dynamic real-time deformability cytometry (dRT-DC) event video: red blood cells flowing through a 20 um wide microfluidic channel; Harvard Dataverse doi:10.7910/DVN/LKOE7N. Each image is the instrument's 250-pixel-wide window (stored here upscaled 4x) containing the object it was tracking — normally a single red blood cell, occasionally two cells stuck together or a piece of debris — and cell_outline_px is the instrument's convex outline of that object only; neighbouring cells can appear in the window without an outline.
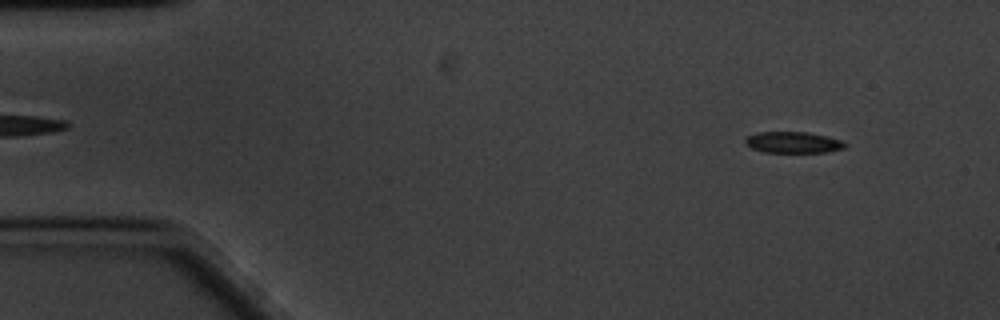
{"species": "common noctule bat (a hibernating species)", "species_latin": "Nyctalus noctula", "temperature_condition": "cold", "stored_images_in_passage": 59, "camera_frame_rate_fps": 3000, "um_per_image_px": 0.085, "animal": {"sex": "male", "body_mass_g": 20.1, "forearm_length_mm": 53.5}, "frame": {"image": 1, "passage_image": 5, "time_ms": 1.333, "image_size_px": [1000, 320], "cell_outline_px": [[848, 144], [844, 148], [828, 152], [764, 152], [752, 148], [744, 144], [744, 140], [748, 136], [756, 132], [808, 132], [840, 140]], "centroid_in_image_um": [67.39, 12.1], "position_along_channel_um": 17.6, "area_um2": 12.31}}
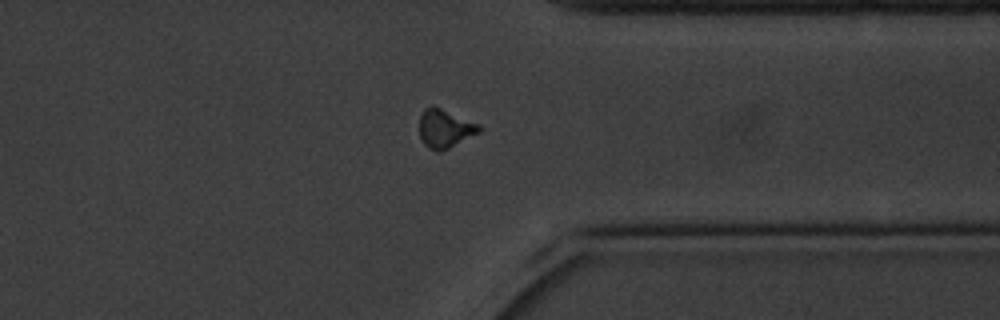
{"frame": {"image": 2, "passage_image": 45, "time_ms": 14.667, "image_size_px": [1000, 320], "cell_outline_px": [[484, 128], [480, 132], [440, 152], [436, 152], [428, 148], [424, 144], [420, 136], [420, 116], [424, 108], [432, 104], [480, 124]], "centroid_in_image_um": [37.83, 10.91], "position_along_channel_um": 373.6, "area_um2": 13.58}}
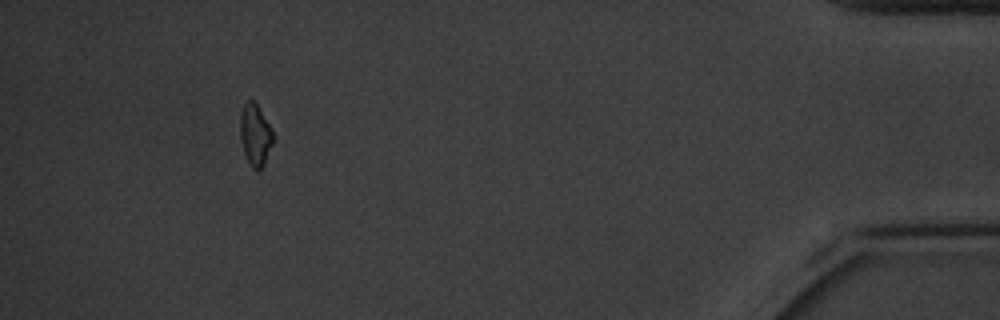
{"frame": {"image": 3, "passage_image": 54, "time_ms": 17.667, "image_size_px": [1000, 320], "cell_outline_px": [[272, 144], [264, 164], [256, 172], [252, 168], [244, 152], [240, 140], [240, 116], [244, 104], [248, 100], [252, 100], [256, 104], [272, 128]], "centroid_in_image_um": [21.68, 11.47], "position_along_channel_um": 413.5, "area_um2": 11.62}, "authors_computed_cell_mechanics": {"area_um2": 12.9472, "velocity_mm_per_s": 3.3438, "shape_relaxation_time_tau1_ms": 2.1442, "shape_relaxation_time_tau2_ms": 9.4995, "deformation_change_tau1": 0.0851, "deformation_change_tau2": 0.1568}}